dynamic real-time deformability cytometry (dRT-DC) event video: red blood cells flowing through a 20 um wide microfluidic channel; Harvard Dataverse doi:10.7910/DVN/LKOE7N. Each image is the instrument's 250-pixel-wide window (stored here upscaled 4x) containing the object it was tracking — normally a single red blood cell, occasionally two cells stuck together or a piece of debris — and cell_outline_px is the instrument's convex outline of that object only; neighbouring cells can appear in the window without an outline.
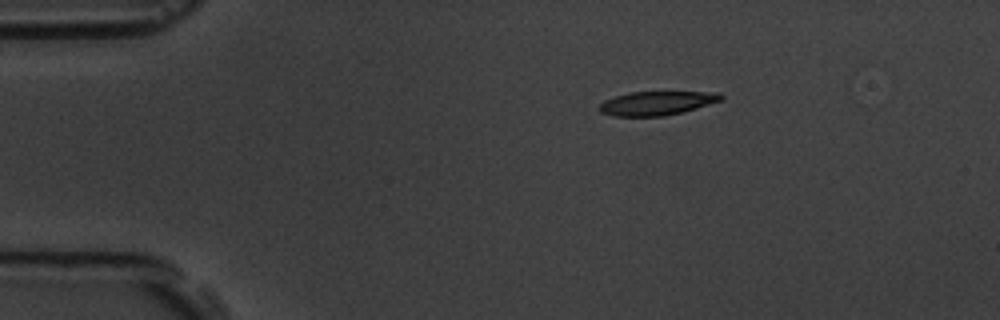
{"species": "common noctule bat (a hibernating species)", "species_latin": "Nyctalus noctula", "temperature_condition": "room temperature", "stored_images_in_passage": 3, "camera_frame_rate_fps": 3000, "um_per_image_px": 0.085, "animal": {"sex": "male", "body_mass_g": 19.5, "forearm_length_mm": 54.6}, "frame": {"image": 1, "passage_image": 1, "time_ms": 0.0, "image_size_px": [1000, 320], "cell_outline_px": [[724, 100], [696, 108], [664, 116], [612, 116], [600, 112], [600, 104], [604, 100], [628, 92], [720, 92], [724, 96]], "centroid_in_image_um": [55.85, 8.76], "position_along_channel_um": 29.1, "area_um2": 16.94}}